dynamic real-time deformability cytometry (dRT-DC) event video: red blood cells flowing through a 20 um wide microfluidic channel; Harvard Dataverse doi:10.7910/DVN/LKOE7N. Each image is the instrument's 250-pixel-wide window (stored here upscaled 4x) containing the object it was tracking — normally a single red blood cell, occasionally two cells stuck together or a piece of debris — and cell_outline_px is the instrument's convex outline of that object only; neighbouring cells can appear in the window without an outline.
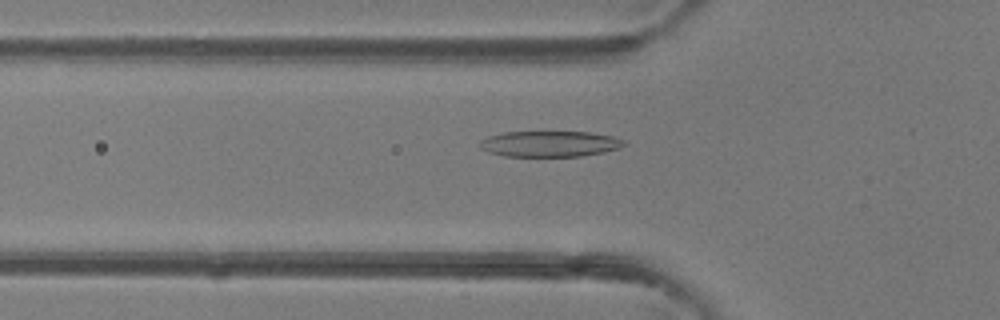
{"species": "common noctule bat (a hibernating species)", "species_latin": "Nyctalus noctula", "temperature_condition": "room temperature", "stored_images_in_passage": 47, "camera_frame_rate_fps": 3000, "um_per_image_px": 0.085, "animal": {"sex": "female"}, "frame": {"image": 1, "passage_image": 16, "time_ms": 5.0, "image_size_px": [1000, 320], "cell_outline_px": [[628, 144], [620, 148], [604, 152], [580, 156], [504, 156], [488, 152], [480, 148], [480, 140], [488, 136], [504, 132], [588, 132], [612, 136], [624, 140]], "centroid_in_image_um": [46.73, 12.23], "position_along_channel_um": 79.1, "area_um2": 21.73}}
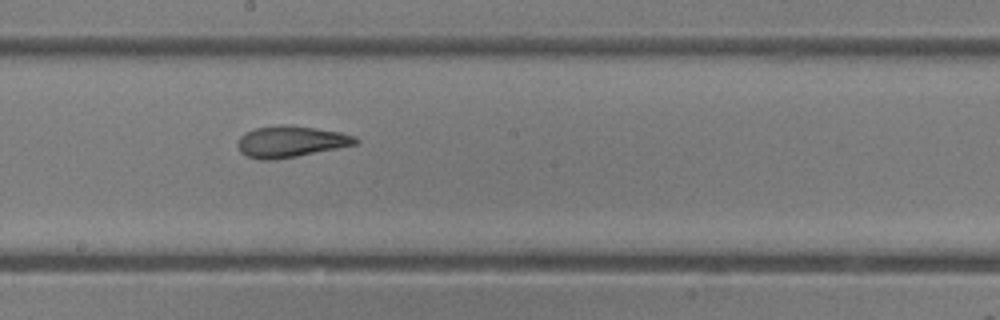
{"frame": {"image": 2, "passage_image": 26, "time_ms": 8.333, "image_size_px": [1000, 320], "cell_outline_px": [[360, 140], [356, 144], [296, 156], [272, 160], [260, 160], [248, 156], [240, 152], [240, 136], [244, 132], [256, 128], [280, 124], [284, 124], [316, 128], [340, 132], [356, 136]], "centroid_in_image_um": [24.73, 12.02], "position_along_channel_um": 223.5, "area_um2": 21.27}}
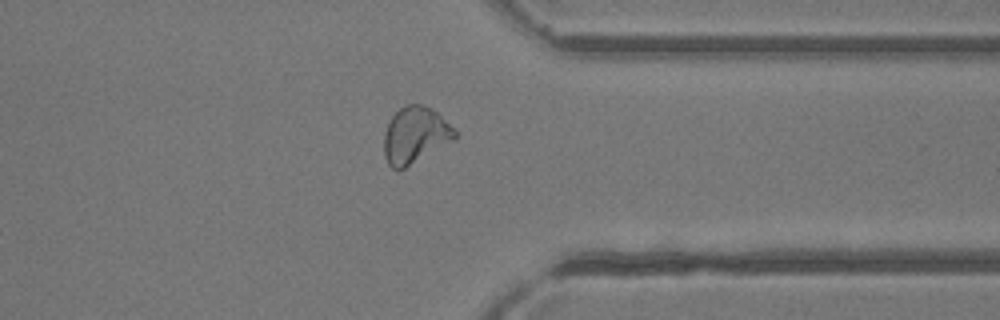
{"frame": {"image": 3, "passage_image": 37, "time_ms": 12.0, "image_size_px": [1000, 320], "cell_outline_px": [[456, 140], [400, 172], [396, 172], [388, 164], [384, 156], [384, 132], [392, 116], [400, 108], [408, 104], [420, 104], [432, 108], [456, 128]], "centroid_in_image_um": [35.31, 11.54], "position_along_channel_um": 376.1, "area_um2": 23.99}, "authors_computed_cell_mechanics": {"area_um2": 23.2934, "velocity_mm_per_s": 4.298, "shape_relaxation_time_tau1_ms": 5.8048, "shape_relaxation_time_tau2_ms": 1.7537, "deformation_change_tau1": 0.2332, "deformation_change_tau2": 0.0994}}